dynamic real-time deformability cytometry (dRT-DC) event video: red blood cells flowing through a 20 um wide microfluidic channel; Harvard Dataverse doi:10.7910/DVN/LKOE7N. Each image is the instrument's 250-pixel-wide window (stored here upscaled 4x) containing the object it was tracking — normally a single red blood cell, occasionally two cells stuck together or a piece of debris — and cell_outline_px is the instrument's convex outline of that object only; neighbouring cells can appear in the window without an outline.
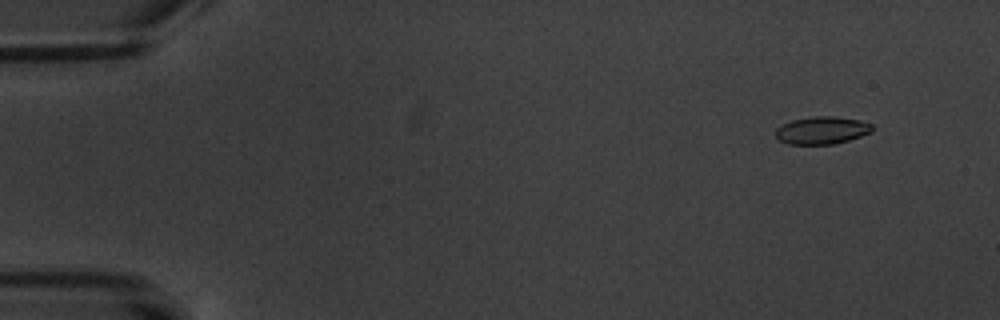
{"species": "common noctule bat (a hibernating species)", "species_latin": "Nyctalus noctula", "temperature_condition": "warm", "stored_images_in_passage": 6, "camera_frame_rate_fps": 3000, "um_per_image_px": 0.085, "animal": {"sex": "male", "body_mass_g": 20.1, "forearm_length_mm": 53.5}, "frame": {"image": 1, "passage_image": 2, "time_ms": 1.333, "image_size_px": [1000, 320], "cell_outline_px": [[876, 128], [872, 132], [848, 140], [832, 144], [788, 144], [780, 140], [776, 136], [776, 128], [792, 120], [812, 116], [836, 116], [860, 120], [872, 124]], "centroid_in_image_um": [69.9, 11.06], "position_along_channel_um": 15.1, "area_um2": 15.55}}
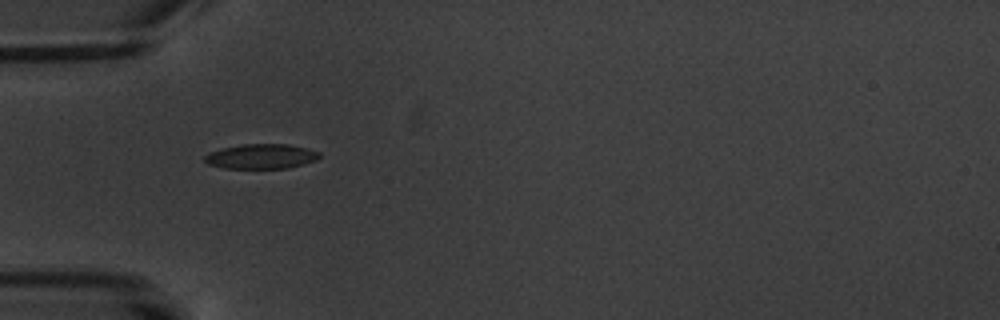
{"frame": {"image": 2, "passage_image": 6, "time_ms": 6.0, "image_size_px": [1000, 320], "cell_outline_px": [[320, 156], [316, 160], [304, 164], [288, 168], [224, 168], [208, 164], [204, 160], [204, 156], [208, 152], [220, 148], [240, 144], [288, 144], [308, 148], [320, 152]], "centroid_in_image_um": [22.19, 13.28], "position_along_channel_um": 62.8, "area_um2": 16.76}}